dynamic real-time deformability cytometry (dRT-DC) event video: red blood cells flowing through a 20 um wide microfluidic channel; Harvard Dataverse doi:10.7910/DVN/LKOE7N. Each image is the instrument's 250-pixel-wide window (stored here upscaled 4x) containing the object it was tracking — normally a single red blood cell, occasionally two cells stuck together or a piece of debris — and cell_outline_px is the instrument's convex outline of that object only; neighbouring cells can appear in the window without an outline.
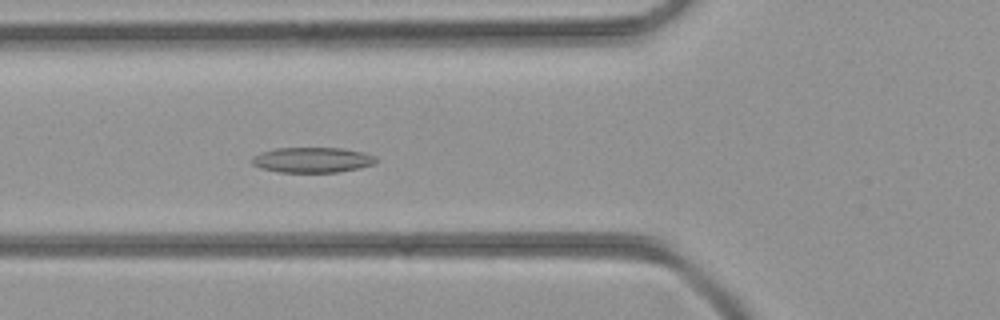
{"species": "common noctule bat (a hibernating species)", "species_latin": "Nyctalus noctula", "temperature_condition": "room temperature", "stored_images_in_passage": 45, "camera_frame_rate_fps": 3000, "um_per_image_px": 0.085, "animal": {"sex": "female", "body_mass_g": 21.9}, "frame": {"image": 1, "passage_image": 17, "time_ms": 5.333, "image_size_px": [1000, 320], "cell_outline_px": [[380, 160], [372, 164], [360, 168], [340, 172], [276, 172], [260, 168], [252, 164], [252, 156], [260, 152], [276, 148], [344, 148], [364, 152], [376, 156]], "centroid_in_image_um": [26.56, 13.59], "position_along_channel_um": 99.2, "area_um2": 18.55}}
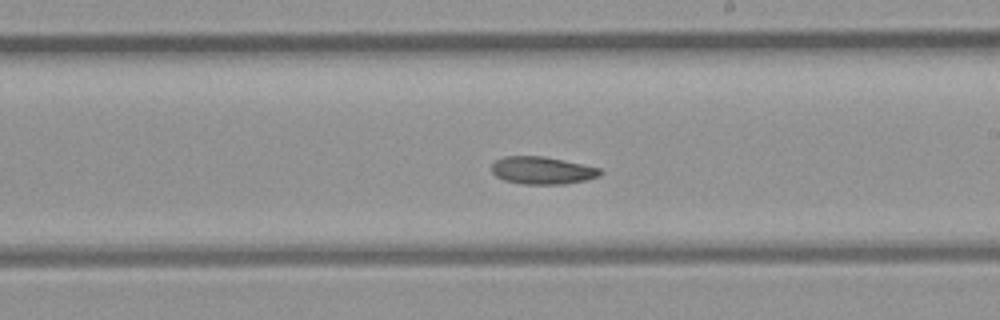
{"frame": {"image": 2, "passage_image": 26, "time_ms": 8.333, "image_size_px": [1000, 320], "cell_outline_px": [[604, 172], [600, 176], [584, 180], [564, 184], [520, 184], [504, 180], [496, 176], [492, 172], [492, 164], [496, 160], [504, 156], [544, 156], [600, 168]], "centroid_in_image_um": [46.08, 14.49], "position_along_channel_um": 242.9, "area_um2": 17.4}}
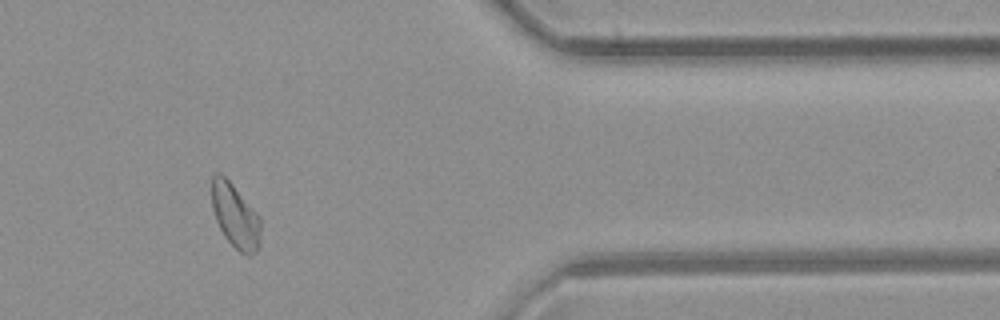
{"frame": {"image": 3, "passage_image": 37, "time_ms": 12.0, "image_size_px": [1000, 320], "cell_outline_px": [[260, 244], [256, 252], [248, 256], [240, 252], [224, 236], [216, 220], [212, 208], [212, 176], [216, 172], [220, 172], [232, 184], [260, 216]], "centroid_in_image_um": [20.0, 18.35], "position_along_channel_um": 391.4, "area_um2": 18.21}}